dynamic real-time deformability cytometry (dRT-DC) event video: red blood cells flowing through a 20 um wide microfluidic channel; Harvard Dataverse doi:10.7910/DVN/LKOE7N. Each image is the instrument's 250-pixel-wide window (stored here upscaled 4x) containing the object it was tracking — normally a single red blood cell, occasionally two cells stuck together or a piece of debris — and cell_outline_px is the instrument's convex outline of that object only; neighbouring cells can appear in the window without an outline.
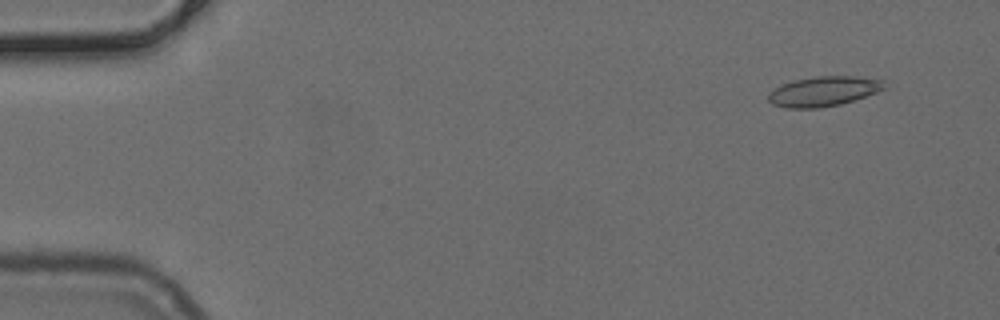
{"species": "common noctule bat (a hibernating species)", "species_latin": "Nyctalus noctula", "temperature_condition": "cold", "stored_images_in_passage": 52, "camera_frame_rate_fps": 3000, "um_per_image_px": 0.085, "animal": {"sex": "female", "body_mass_g": 24.6, "forearm_length_mm": 56.2}, "frame": {"image": 1, "passage_image": 5, "time_ms": 1.333, "image_size_px": [1000, 320], "cell_outline_px": [[884, 88], [876, 92], [840, 104], [820, 108], [788, 108], [772, 104], [768, 100], [768, 92], [792, 80], [816, 76], [856, 76], [884, 80]], "centroid_in_image_um": [69.97, 7.76], "position_along_channel_um": 15.0, "area_um2": 20.0}}
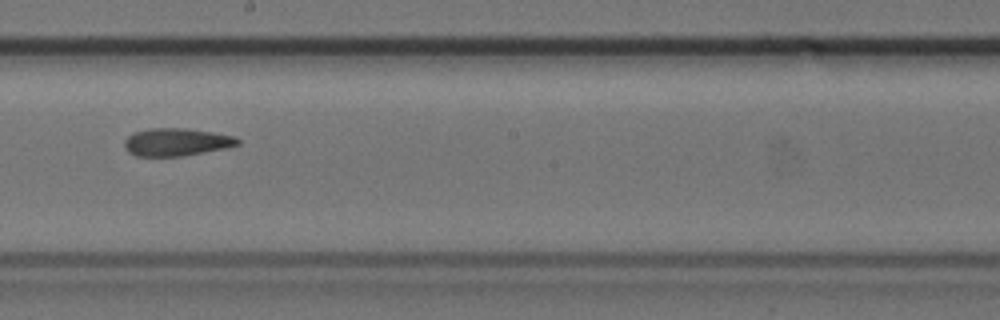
{"frame": {"image": 2, "passage_image": 30, "time_ms": 9.667, "image_size_px": [1000, 320], "cell_outline_px": [[240, 144], [224, 148], [184, 156], [136, 156], [128, 152], [124, 148], [124, 140], [132, 132], [148, 128], [188, 128], [236, 136], [240, 140]], "centroid_in_image_um": [14.97, 12.07], "position_along_channel_um": 233.2, "area_um2": 18.5}}
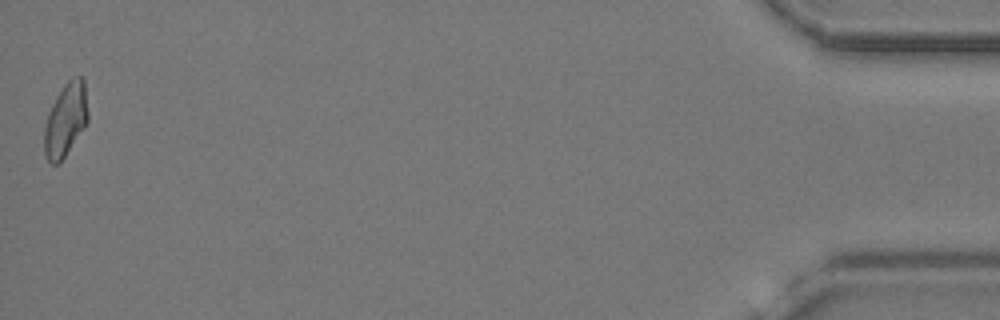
{"frame": {"image": 3, "passage_image": 52, "time_ms": 17.0, "image_size_px": [1000, 320], "cell_outline_px": [[88, 120], [84, 128], [60, 164], [52, 164], [44, 156], [44, 128], [48, 112], [56, 96], [64, 84], [72, 76], [84, 76], [88, 112]], "centroid_in_image_um": [5.58, 10.17], "position_along_channel_um": 429.6, "area_um2": 19.02}}